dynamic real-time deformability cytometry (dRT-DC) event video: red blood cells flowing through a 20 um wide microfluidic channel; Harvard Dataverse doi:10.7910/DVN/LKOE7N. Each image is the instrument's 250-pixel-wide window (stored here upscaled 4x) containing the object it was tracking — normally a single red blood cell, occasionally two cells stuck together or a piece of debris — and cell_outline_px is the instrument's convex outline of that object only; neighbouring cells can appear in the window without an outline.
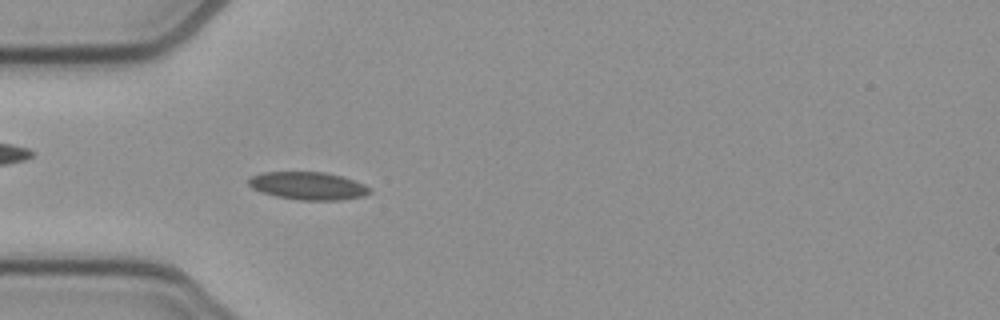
{"species": "common noctule bat (a hibernating species)", "species_latin": "Nyctalus noctula", "temperature_condition": "cold", "stored_images_in_passage": 52, "camera_frame_rate_fps": 3000, "um_per_image_px": 0.085, "animal": {"sex": "female", "body_mass_g": 21.9}, "frame": {"image": 1, "passage_image": 15, "time_ms": 4.667, "image_size_px": [1000, 320], "cell_outline_px": [[372, 192], [364, 196], [340, 200], [300, 200], [276, 196], [260, 192], [252, 188], [248, 184], [248, 180], [252, 176], [264, 172], [324, 172], [340, 176], [364, 184], [372, 188]], "centroid_in_image_um": [26.19, 15.8], "position_along_channel_um": 58.8, "area_um2": 19.59}}
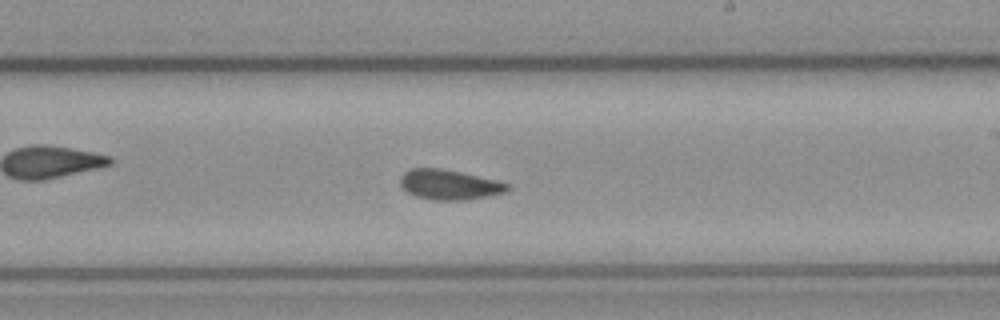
{"frame": {"image": 2, "passage_image": 30, "time_ms": 9.667, "image_size_px": [1000, 320], "cell_outline_px": [[512, 188], [508, 192], [488, 196], [464, 200], [432, 200], [416, 196], [408, 192], [400, 184], [400, 176], [404, 172], [412, 168], [440, 168], [460, 172], [496, 180], [508, 184]], "centroid_in_image_um": [38.21, 15.7], "position_along_channel_um": 250.8, "area_um2": 18.73}}
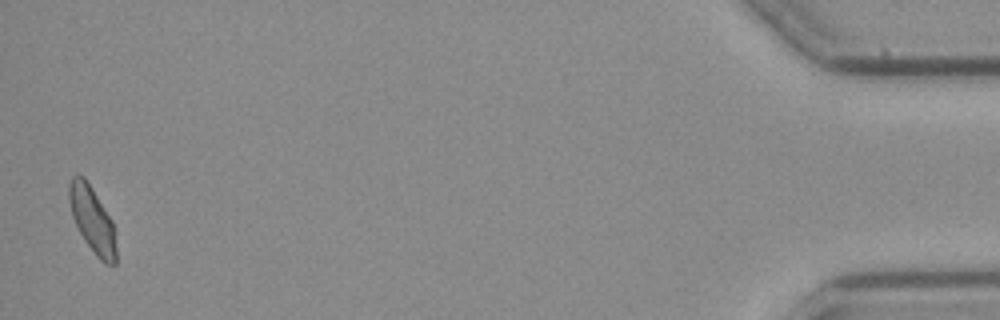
{"frame": {"image": 3, "passage_image": 51, "time_ms": 16.667, "image_size_px": [1000, 320], "cell_outline_px": [[116, 264], [104, 264], [96, 256], [84, 240], [72, 216], [68, 200], [68, 184], [72, 176], [84, 176], [92, 188], [112, 220], [116, 248]], "centroid_in_image_um": [7.83, 18.68], "position_along_channel_um": 427.4, "area_um2": 17.98}, "authors_computed_cell_mechanics": {"area_um2": 18.7272, "velocity_mm_per_s": 3.893, "shape_relaxation_time_tau1_ms": null, "shape_relaxation_time_tau2_ms": 3.5342, "deformation_change_tau1": null, "deformation_change_tau2": 0.0517}}